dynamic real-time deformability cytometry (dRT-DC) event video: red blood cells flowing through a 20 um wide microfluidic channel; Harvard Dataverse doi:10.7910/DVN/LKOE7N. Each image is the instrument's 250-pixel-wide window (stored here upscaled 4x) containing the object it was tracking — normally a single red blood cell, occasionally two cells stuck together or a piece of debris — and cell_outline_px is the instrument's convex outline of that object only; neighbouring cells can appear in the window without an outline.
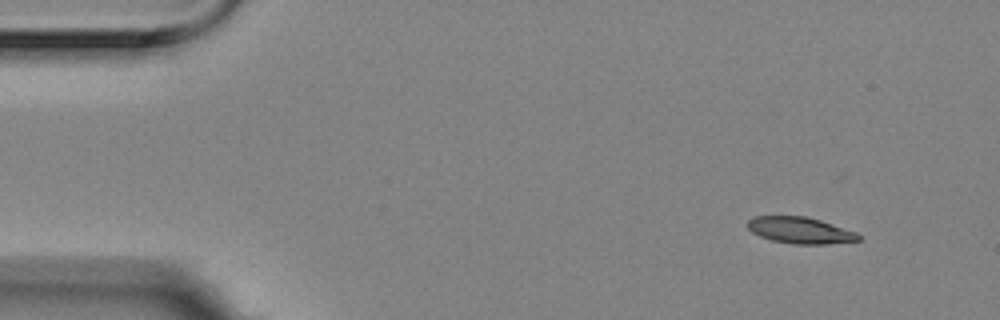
{"species": "Egyptian fruit bat (a non-hibernating species)", "species_latin": "Rousettus aegyptiacus", "temperature_condition": "room temperature", "stored_images_in_passage": 5, "camera_frame_rate_fps": 3000, "um_per_image_px": 0.085, "animal": {"sex": "female"}, "frame": {"image": 1, "passage_image": 1, "time_ms": 0.0, "image_size_px": [1000, 320], "cell_outline_px": [[860, 240], [828, 244], [792, 244], [772, 240], [760, 236], [752, 232], [748, 228], [748, 220], [752, 216], [804, 216], [820, 220], [856, 232], [860, 236]], "centroid_in_image_um": [67.99, 19.57], "position_along_channel_um": 17.0, "area_um2": 16.99}}